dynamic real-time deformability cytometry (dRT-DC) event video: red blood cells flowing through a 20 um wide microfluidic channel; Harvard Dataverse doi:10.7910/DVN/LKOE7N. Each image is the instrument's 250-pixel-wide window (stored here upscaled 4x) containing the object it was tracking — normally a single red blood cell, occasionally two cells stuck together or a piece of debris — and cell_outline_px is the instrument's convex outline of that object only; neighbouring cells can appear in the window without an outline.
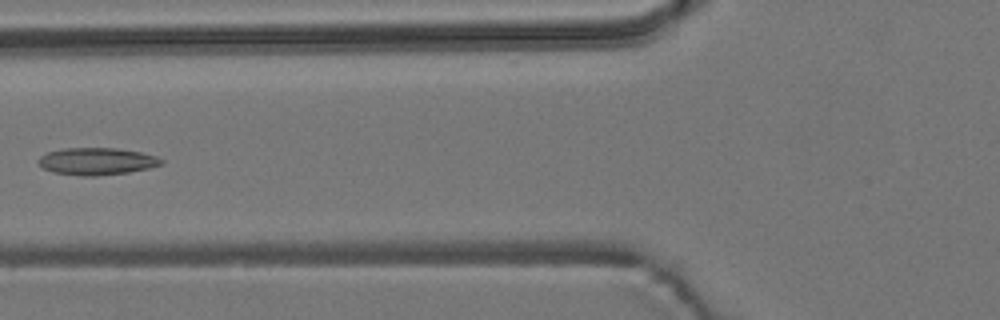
{"species": "common noctule bat (a hibernating species)", "species_latin": "Nyctalus noctula", "temperature_condition": "room temperature", "stored_images_in_passage": 7, "camera_frame_rate_fps": 3000, "um_per_image_px": 0.085, "animal": {"sex": "male", "body_mass_g": 19.2, "forearm_length_mm": 51.8}, "frame": {"image": 1, "passage_image": 6, "time_ms": 7.0, "image_size_px": [1000, 320], "cell_outline_px": [[164, 164], [148, 168], [128, 172], [96, 176], [80, 176], [52, 172], [44, 168], [36, 160], [40, 156], [48, 152], [64, 148], [116, 148], [140, 152], [156, 156], [164, 160]], "centroid_in_image_um": [8.22, 13.71], "position_along_channel_um": 117.6, "area_um2": 19.48}}
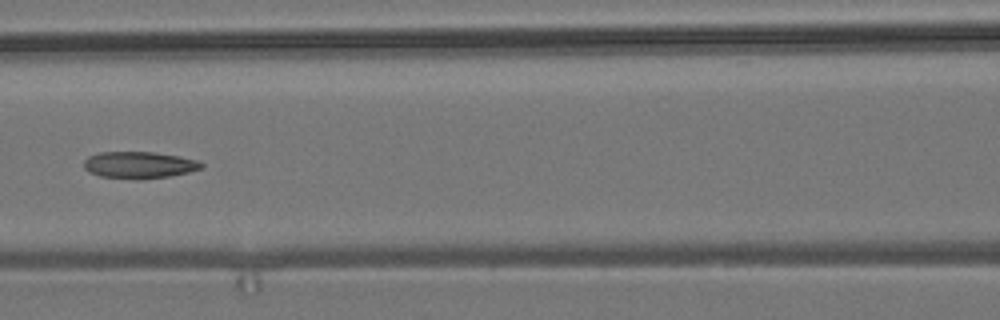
{"frame": {"image": 2, "passage_image": 7, "time_ms": 8.0, "image_size_px": [1000, 320], "cell_outline_px": [[204, 168], [172, 176], [140, 180], [100, 176], [88, 172], [84, 168], [84, 160], [88, 156], [100, 152], [152, 152], [180, 156], [196, 160], [204, 164]], "centroid_in_image_um": [11.83, 14.03], "position_along_channel_um": 154.8, "area_um2": 18.55}}